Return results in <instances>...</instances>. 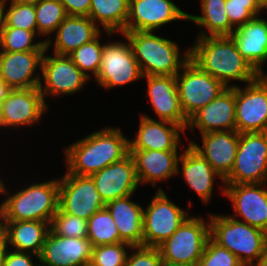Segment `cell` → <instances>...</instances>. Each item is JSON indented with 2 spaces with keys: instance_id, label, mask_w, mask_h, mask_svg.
I'll return each instance as SVG.
<instances>
[{
  "instance_id": "6da1fadb",
  "label": "cell",
  "mask_w": 267,
  "mask_h": 266,
  "mask_svg": "<svg viewBox=\"0 0 267 266\" xmlns=\"http://www.w3.org/2000/svg\"><path fill=\"white\" fill-rule=\"evenodd\" d=\"M190 49V60L227 88L255 81L260 74L245 60L231 36L197 37Z\"/></svg>"
},
{
  "instance_id": "7a4b0ae2",
  "label": "cell",
  "mask_w": 267,
  "mask_h": 266,
  "mask_svg": "<svg viewBox=\"0 0 267 266\" xmlns=\"http://www.w3.org/2000/svg\"><path fill=\"white\" fill-rule=\"evenodd\" d=\"M121 128L103 127L64 147L66 172L91 176L129 154V139Z\"/></svg>"
},
{
  "instance_id": "3957f363",
  "label": "cell",
  "mask_w": 267,
  "mask_h": 266,
  "mask_svg": "<svg viewBox=\"0 0 267 266\" xmlns=\"http://www.w3.org/2000/svg\"><path fill=\"white\" fill-rule=\"evenodd\" d=\"M3 180L0 182V194H4L6 199L0 204V221L51 222L59 208V178L32 183L13 194Z\"/></svg>"
},
{
  "instance_id": "277c9868",
  "label": "cell",
  "mask_w": 267,
  "mask_h": 266,
  "mask_svg": "<svg viewBox=\"0 0 267 266\" xmlns=\"http://www.w3.org/2000/svg\"><path fill=\"white\" fill-rule=\"evenodd\" d=\"M122 34L130 41L143 76H176L190 60V49L180 52L177 42L157 36L155 31H124Z\"/></svg>"
},
{
  "instance_id": "5b68a950",
  "label": "cell",
  "mask_w": 267,
  "mask_h": 266,
  "mask_svg": "<svg viewBox=\"0 0 267 266\" xmlns=\"http://www.w3.org/2000/svg\"><path fill=\"white\" fill-rule=\"evenodd\" d=\"M210 237L244 266L259 263L267 250V233L229 215L209 214Z\"/></svg>"
},
{
  "instance_id": "8992f818",
  "label": "cell",
  "mask_w": 267,
  "mask_h": 266,
  "mask_svg": "<svg viewBox=\"0 0 267 266\" xmlns=\"http://www.w3.org/2000/svg\"><path fill=\"white\" fill-rule=\"evenodd\" d=\"M209 238V219L189 216L158 248L164 262L197 265Z\"/></svg>"
},
{
  "instance_id": "52a82bcc",
  "label": "cell",
  "mask_w": 267,
  "mask_h": 266,
  "mask_svg": "<svg viewBox=\"0 0 267 266\" xmlns=\"http://www.w3.org/2000/svg\"><path fill=\"white\" fill-rule=\"evenodd\" d=\"M267 182V132L239 133V145L224 184Z\"/></svg>"
},
{
  "instance_id": "ba28073f",
  "label": "cell",
  "mask_w": 267,
  "mask_h": 266,
  "mask_svg": "<svg viewBox=\"0 0 267 266\" xmlns=\"http://www.w3.org/2000/svg\"><path fill=\"white\" fill-rule=\"evenodd\" d=\"M168 197L158 186L151 202L143 210V246L158 247L191 215Z\"/></svg>"
},
{
  "instance_id": "9c48e42d",
  "label": "cell",
  "mask_w": 267,
  "mask_h": 266,
  "mask_svg": "<svg viewBox=\"0 0 267 266\" xmlns=\"http://www.w3.org/2000/svg\"><path fill=\"white\" fill-rule=\"evenodd\" d=\"M181 109L189 119L217 98L227 87L189 60L176 75Z\"/></svg>"
},
{
  "instance_id": "30bf717a",
  "label": "cell",
  "mask_w": 267,
  "mask_h": 266,
  "mask_svg": "<svg viewBox=\"0 0 267 266\" xmlns=\"http://www.w3.org/2000/svg\"><path fill=\"white\" fill-rule=\"evenodd\" d=\"M122 35L127 41L104 44L100 68L94 80L101 88L122 87L143 78L130 41Z\"/></svg>"
},
{
  "instance_id": "8fae6325",
  "label": "cell",
  "mask_w": 267,
  "mask_h": 266,
  "mask_svg": "<svg viewBox=\"0 0 267 266\" xmlns=\"http://www.w3.org/2000/svg\"><path fill=\"white\" fill-rule=\"evenodd\" d=\"M235 86V118L238 133L267 132V74Z\"/></svg>"
},
{
  "instance_id": "7c38bea8",
  "label": "cell",
  "mask_w": 267,
  "mask_h": 266,
  "mask_svg": "<svg viewBox=\"0 0 267 266\" xmlns=\"http://www.w3.org/2000/svg\"><path fill=\"white\" fill-rule=\"evenodd\" d=\"M46 49L42 58L39 89L45 101L48 96L73 95L83 89L89 78L68 55L49 56ZM47 54V55H45ZM43 78V79H42ZM44 83H42L43 81Z\"/></svg>"
},
{
  "instance_id": "4fadbf2b",
  "label": "cell",
  "mask_w": 267,
  "mask_h": 266,
  "mask_svg": "<svg viewBox=\"0 0 267 266\" xmlns=\"http://www.w3.org/2000/svg\"><path fill=\"white\" fill-rule=\"evenodd\" d=\"M105 205L90 176L66 172L59 179V208L64 213L88 220Z\"/></svg>"
},
{
  "instance_id": "5bb4252c",
  "label": "cell",
  "mask_w": 267,
  "mask_h": 266,
  "mask_svg": "<svg viewBox=\"0 0 267 266\" xmlns=\"http://www.w3.org/2000/svg\"><path fill=\"white\" fill-rule=\"evenodd\" d=\"M267 184H224V197L230 199L232 218L245 222L267 233Z\"/></svg>"
},
{
  "instance_id": "9a60e30c",
  "label": "cell",
  "mask_w": 267,
  "mask_h": 266,
  "mask_svg": "<svg viewBox=\"0 0 267 266\" xmlns=\"http://www.w3.org/2000/svg\"><path fill=\"white\" fill-rule=\"evenodd\" d=\"M188 20V13L172 0H129L124 31H157L174 21Z\"/></svg>"
},
{
  "instance_id": "2e32d148",
  "label": "cell",
  "mask_w": 267,
  "mask_h": 266,
  "mask_svg": "<svg viewBox=\"0 0 267 266\" xmlns=\"http://www.w3.org/2000/svg\"><path fill=\"white\" fill-rule=\"evenodd\" d=\"M4 129L31 127L42 119L48 104L38 87L12 89L1 104ZM6 127V128H5Z\"/></svg>"
},
{
  "instance_id": "e0dca14e",
  "label": "cell",
  "mask_w": 267,
  "mask_h": 266,
  "mask_svg": "<svg viewBox=\"0 0 267 266\" xmlns=\"http://www.w3.org/2000/svg\"><path fill=\"white\" fill-rule=\"evenodd\" d=\"M44 52L45 50L0 51V79L12 89L39 87L41 73L38 72H41Z\"/></svg>"
},
{
  "instance_id": "ac0fdd59",
  "label": "cell",
  "mask_w": 267,
  "mask_h": 266,
  "mask_svg": "<svg viewBox=\"0 0 267 266\" xmlns=\"http://www.w3.org/2000/svg\"><path fill=\"white\" fill-rule=\"evenodd\" d=\"M92 249L88 238L61 237L49 231L38 262L41 266H84L90 264Z\"/></svg>"
},
{
  "instance_id": "d6986e66",
  "label": "cell",
  "mask_w": 267,
  "mask_h": 266,
  "mask_svg": "<svg viewBox=\"0 0 267 266\" xmlns=\"http://www.w3.org/2000/svg\"><path fill=\"white\" fill-rule=\"evenodd\" d=\"M139 128L134 139L129 140V150H179L181 135L186 130L168 121L156 120L145 113L139 118ZM182 143V144H181Z\"/></svg>"
},
{
  "instance_id": "ffe728a7",
  "label": "cell",
  "mask_w": 267,
  "mask_h": 266,
  "mask_svg": "<svg viewBox=\"0 0 267 266\" xmlns=\"http://www.w3.org/2000/svg\"><path fill=\"white\" fill-rule=\"evenodd\" d=\"M90 177L106 203L117 198L134 195L139 187L135 162L130 153L122 160L106 166Z\"/></svg>"
},
{
  "instance_id": "44dd1931",
  "label": "cell",
  "mask_w": 267,
  "mask_h": 266,
  "mask_svg": "<svg viewBox=\"0 0 267 266\" xmlns=\"http://www.w3.org/2000/svg\"><path fill=\"white\" fill-rule=\"evenodd\" d=\"M199 133L236 130L235 86L224 90L217 98L200 108L189 119L187 128Z\"/></svg>"
},
{
  "instance_id": "7402d4cb",
  "label": "cell",
  "mask_w": 267,
  "mask_h": 266,
  "mask_svg": "<svg viewBox=\"0 0 267 266\" xmlns=\"http://www.w3.org/2000/svg\"><path fill=\"white\" fill-rule=\"evenodd\" d=\"M142 79L147 80L145 94L158 120L178 124L186 130L188 119L180 106L176 76L154 75Z\"/></svg>"
},
{
  "instance_id": "603a6c76",
  "label": "cell",
  "mask_w": 267,
  "mask_h": 266,
  "mask_svg": "<svg viewBox=\"0 0 267 266\" xmlns=\"http://www.w3.org/2000/svg\"><path fill=\"white\" fill-rule=\"evenodd\" d=\"M202 147L190 140L189 144L224 179L233 167L239 145V133L217 131L201 134Z\"/></svg>"
},
{
  "instance_id": "cb8c5ba5",
  "label": "cell",
  "mask_w": 267,
  "mask_h": 266,
  "mask_svg": "<svg viewBox=\"0 0 267 266\" xmlns=\"http://www.w3.org/2000/svg\"><path fill=\"white\" fill-rule=\"evenodd\" d=\"M179 170L182 171V178L189 188L196 192L205 204L211 200L216 177H218L222 183L220 188L221 193L224 195V179L190 144H188L186 149L184 148L183 150L182 148L177 164V175L181 174Z\"/></svg>"
},
{
  "instance_id": "d4e9b609",
  "label": "cell",
  "mask_w": 267,
  "mask_h": 266,
  "mask_svg": "<svg viewBox=\"0 0 267 266\" xmlns=\"http://www.w3.org/2000/svg\"><path fill=\"white\" fill-rule=\"evenodd\" d=\"M135 162L139 184H151L157 188V182L165 181L177 175L179 150H129Z\"/></svg>"
},
{
  "instance_id": "484cf974",
  "label": "cell",
  "mask_w": 267,
  "mask_h": 266,
  "mask_svg": "<svg viewBox=\"0 0 267 266\" xmlns=\"http://www.w3.org/2000/svg\"><path fill=\"white\" fill-rule=\"evenodd\" d=\"M242 57L260 74L266 75L264 63L267 61V20L254 17L237 27L231 33Z\"/></svg>"
},
{
  "instance_id": "4316f807",
  "label": "cell",
  "mask_w": 267,
  "mask_h": 266,
  "mask_svg": "<svg viewBox=\"0 0 267 266\" xmlns=\"http://www.w3.org/2000/svg\"><path fill=\"white\" fill-rule=\"evenodd\" d=\"M101 32L89 16H67L56 30L55 43L47 41L46 48L53 47L54 54L69 55L83 44L95 39Z\"/></svg>"
},
{
  "instance_id": "83f0119b",
  "label": "cell",
  "mask_w": 267,
  "mask_h": 266,
  "mask_svg": "<svg viewBox=\"0 0 267 266\" xmlns=\"http://www.w3.org/2000/svg\"><path fill=\"white\" fill-rule=\"evenodd\" d=\"M0 228L9 249L40 256L50 223L38 220L0 221Z\"/></svg>"
},
{
  "instance_id": "f1b7e54d",
  "label": "cell",
  "mask_w": 267,
  "mask_h": 266,
  "mask_svg": "<svg viewBox=\"0 0 267 266\" xmlns=\"http://www.w3.org/2000/svg\"><path fill=\"white\" fill-rule=\"evenodd\" d=\"M131 196L133 195L109 201L105 208L117 226L120 239L131 246H141L143 245L144 208L132 201Z\"/></svg>"
},
{
  "instance_id": "f546056e",
  "label": "cell",
  "mask_w": 267,
  "mask_h": 266,
  "mask_svg": "<svg viewBox=\"0 0 267 266\" xmlns=\"http://www.w3.org/2000/svg\"><path fill=\"white\" fill-rule=\"evenodd\" d=\"M225 1L202 0L200 2L202 15L188 14V20L201 27L197 37L231 35L235 28L229 23Z\"/></svg>"
},
{
  "instance_id": "4dcf8cb0",
  "label": "cell",
  "mask_w": 267,
  "mask_h": 266,
  "mask_svg": "<svg viewBox=\"0 0 267 266\" xmlns=\"http://www.w3.org/2000/svg\"><path fill=\"white\" fill-rule=\"evenodd\" d=\"M129 12V0H91L89 17L105 30L107 36L124 32Z\"/></svg>"
},
{
  "instance_id": "1f68e13d",
  "label": "cell",
  "mask_w": 267,
  "mask_h": 266,
  "mask_svg": "<svg viewBox=\"0 0 267 266\" xmlns=\"http://www.w3.org/2000/svg\"><path fill=\"white\" fill-rule=\"evenodd\" d=\"M87 238L93 247L123 242L111 214L105 207L87 220Z\"/></svg>"
},
{
  "instance_id": "d6a6232c",
  "label": "cell",
  "mask_w": 267,
  "mask_h": 266,
  "mask_svg": "<svg viewBox=\"0 0 267 266\" xmlns=\"http://www.w3.org/2000/svg\"><path fill=\"white\" fill-rule=\"evenodd\" d=\"M37 35L45 37V43L51 39L58 26L68 16L59 0H42L35 5ZM48 37V38H47Z\"/></svg>"
},
{
  "instance_id": "836d02e7",
  "label": "cell",
  "mask_w": 267,
  "mask_h": 266,
  "mask_svg": "<svg viewBox=\"0 0 267 266\" xmlns=\"http://www.w3.org/2000/svg\"><path fill=\"white\" fill-rule=\"evenodd\" d=\"M35 37L37 38L39 36L34 31L5 27L0 38V51L26 52L31 50H46L45 41H36Z\"/></svg>"
},
{
  "instance_id": "e575fe53",
  "label": "cell",
  "mask_w": 267,
  "mask_h": 266,
  "mask_svg": "<svg viewBox=\"0 0 267 266\" xmlns=\"http://www.w3.org/2000/svg\"><path fill=\"white\" fill-rule=\"evenodd\" d=\"M102 35L101 32L95 39L83 44L68 55L89 79L92 75L93 79H95L100 68L104 47V44L100 42Z\"/></svg>"
},
{
  "instance_id": "d590c367",
  "label": "cell",
  "mask_w": 267,
  "mask_h": 266,
  "mask_svg": "<svg viewBox=\"0 0 267 266\" xmlns=\"http://www.w3.org/2000/svg\"><path fill=\"white\" fill-rule=\"evenodd\" d=\"M50 231L61 237L87 238V220L64 213L58 208L51 219Z\"/></svg>"
},
{
  "instance_id": "8d00e7d4",
  "label": "cell",
  "mask_w": 267,
  "mask_h": 266,
  "mask_svg": "<svg viewBox=\"0 0 267 266\" xmlns=\"http://www.w3.org/2000/svg\"><path fill=\"white\" fill-rule=\"evenodd\" d=\"M131 247L125 242L95 246L92 249L90 264L92 266H125Z\"/></svg>"
},
{
  "instance_id": "74e56055",
  "label": "cell",
  "mask_w": 267,
  "mask_h": 266,
  "mask_svg": "<svg viewBox=\"0 0 267 266\" xmlns=\"http://www.w3.org/2000/svg\"><path fill=\"white\" fill-rule=\"evenodd\" d=\"M6 26L34 31L37 34L35 5L20 4L7 0Z\"/></svg>"
},
{
  "instance_id": "f35d334b",
  "label": "cell",
  "mask_w": 267,
  "mask_h": 266,
  "mask_svg": "<svg viewBox=\"0 0 267 266\" xmlns=\"http://www.w3.org/2000/svg\"><path fill=\"white\" fill-rule=\"evenodd\" d=\"M197 266H244L228 249L208 239Z\"/></svg>"
},
{
  "instance_id": "ab89813d",
  "label": "cell",
  "mask_w": 267,
  "mask_h": 266,
  "mask_svg": "<svg viewBox=\"0 0 267 266\" xmlns=\"http://www.w3.org/2000/svg\"><path fill=\"white\" fill-rule=\"evenodd\" d=\"M130 250L131 252L127 255L125 266H161L163 263L158 247L141 245L132 246Z\"/></svg>"
},
{
  "instance_id": "60d3db41",
  "label": "cell",
  "mask_w": 267,
  "mask_h": 266,
  "mask_svg": "<svg viewBox=\"0 0 267 266\" xmlns=\"http://www.w3.org/2000/svg\"><path fill=\"white\" fill-rule=\"evenodd\" d=\"M226 13L229 18V23L237 28L259 14L248 4L231 3L225 1Z\"/></svg>"
},
{
  "instance_id": "b9f144b4",
  "label": "cell",
  "mask_w": 267,
  "mask_h": 266,
  "mask_svg": "<svg viewBox=\"0 0 267 266\" xmlns=\"http://www.w3.org/2000/svg\"><path fill=\"white\" fill-rule=\"evenodd\" d=\"M33 256L39 260V256L35 254L7 248L2 266H40V264L33 263Z\"/></svg>"
},
{
  "instance_id": "7bdbcfd3",
  "label": "cell",
  "mask_w": 267,
  "mask_h": 266,
  "mask_svg": "<svg viewBox=\"0 0 267 266\" xmlns=\"http://www.w3.org/2000/svg\"><path fill=\"white\" fill-rule=\"evenodd\" d=\"M68 16H89L91 0H59Z\"/></svg>"
},
{
  "instance_id": "ee69618b",
  "label": "cell",
  "mask_w": 267,
  "mask_h": 266,
  "mask_svg": "<svg viewBox=\"0 0 267 266\" xmlns=\"http://www.w3.org/2000/svg\"><path fill=\"white\" fill-rule=\"evenodd\" d=\"M231 3H239V4H248L250 5L258 14L261 13L262 7L260 4V0H228Z\"/></svg>"
},
{
  "instance_id": "f6af8a7d",
  "label": "cell",
  "mask_w": 267,
  "mask_h": 266,
  "mask_svg": "<svg viewBox=\"0 0 267 266\" xmlns=\"http://www.w3.org/2000/svg\"><path fill=\"white\" fill-rule=\"evenodd\" d=\"M6 3L7 0H0V38L2 35V32L6 26Z\"/></svg>"
},
{
  "instance_id": "bcb514c9",
  "label": "cell",
  "mask_w": 267,
  "mask_h": 266,
  "mask_svg": "<svg viewBox=\"0 0 267 266\" xmlns=\"http://www.w3.org/2000/svg\"><path fill=\"white\" fill-rule=\"evenodd\" d=\"M7 248L8 247L6 244V239H5L4 233H3L2 229L0 228V266L3 265V259H4V255H5Z\"/></svg>"
},
{
  "instance_id": "7dc6e473",
  "label": "cell",
  "mask_w": 267,
  "mask_h": 266,
  "mask_svg": "<svg viewBox=\"0 0 267 266\" xmlns=\"http://www.w3.org/2000/svg\"><path fill=\"white\" fill-rule=\"evenodd\" d=\"M12 90L3 80L0 79V105L4 101V99L8 96L10 91Z\"/></svg>"
},
{
  "instance_id": "c3c4849f",
  "label": "cell",
  "mask_w": 267,
  "mask_h": 266,
  "mask_svg": "<svg viewBox=\"0 0 267 266\" xmlns=\"http://www.w3.org/2000/svg\"><path fill=\"white\" fill-rule=\"evenodd\" d=\"M12 2H17L20 4H29V5H36L42 0H10Z\"/></svg>"
},
{
  "instance_id": "681fc988",
  "label": "cell",
  "mask_w": 267,
  "mask_h": 266,
  "mask_svg": "<svg viewBox=\"0 0 267 266\" xmlns=\"http://www.w3.org/2000/svg\"><path fill=\"white\" fill-rule=\"evenodd\" d=\"M252 266H267V250L265 254L262 256V258L260 259L259 263L254 264Z\"/></svg>"
},
{
  "instance_id": "f907efd6",
  "label": "cell",
  "mask_w": 267,
  "mask_h": 266,
  "mask_svg": "<svg viewBox=\"0 0 267 266\" xmlns=\"http://www.w3.org/2000/svg\"><path fill=\"white\" fill-rule=\"evenodd\" d=\"M161 266H197V265H193V264H184V263H180V264H173V263H169V262H164L162 263Z\"/></svg>"
},
{
  "instance_id": "816d5d0a",
  "label": "cell",
  "mask_w": 267,
  "mask_h": 266,
  "mask_svg": "<svg viewBox=\"0 0 267 266\" xmlns=\"http://www.w3.org/2000/svg\"><path fill=\"white\" fill-rule=\"evenodd\" d=\"M260 4L263 11L264 9L267 10V0H260Z\"/></svg>"
},
{
  "instance_id": "f5cc1de1",
  "label": "cell",
  "mask_w": 267,
  "mask_h": 266,
  "mask_svg": "<svg viewBox=\"0 0 267 266\" xmlns=\"http://www.w3.org/2000/svg\"><path fill=\"white\" fill-rule=\"evenodd\" d=\"M4 127L3 117H2V107L0 105V129Z\"/></svg>"
}]
</instances>
